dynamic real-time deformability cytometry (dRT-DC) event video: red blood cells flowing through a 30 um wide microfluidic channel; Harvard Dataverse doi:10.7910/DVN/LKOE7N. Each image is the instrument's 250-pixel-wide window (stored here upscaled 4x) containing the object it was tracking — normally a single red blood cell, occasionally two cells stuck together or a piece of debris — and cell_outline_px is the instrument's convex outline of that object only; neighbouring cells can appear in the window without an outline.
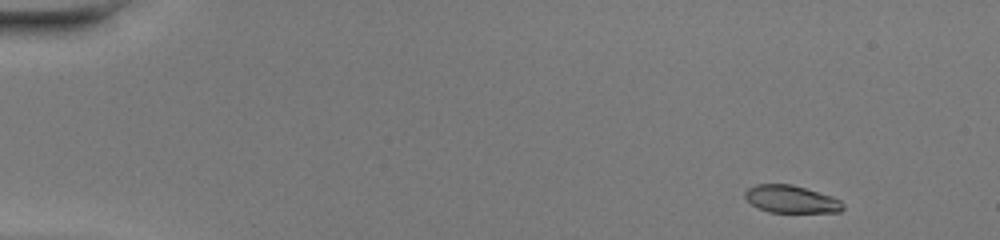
{"species": "common noctule bat (a hibernating species)", "species_latin": "Nyctalus noctula", "temperature_condition": "warm", "stored_images_in_passage": 44, "camera_frame_rate_fps": 3000, "um_per_image_px": 0.085, "animal": {"sex": "female", "body_mass_g": 20.0, "forearm_length_mm": 54.0}, "frame": {"image": 1, "passage_image": 1, "time_ms": 0.0, "image_size_px": [1000, 240], "cell_outline_px": [[844, 208], [840, 212], [768, 212], [756, 208], [744, 196], [744, 192], [748, 188], [756, 184], [792, 184], [832, 196], [840, 200], [844, 204]], "centroid_in_image_um": [67.24, 16.93], "position_along_channel_um": 17.8, "area_um2": 15.78}}
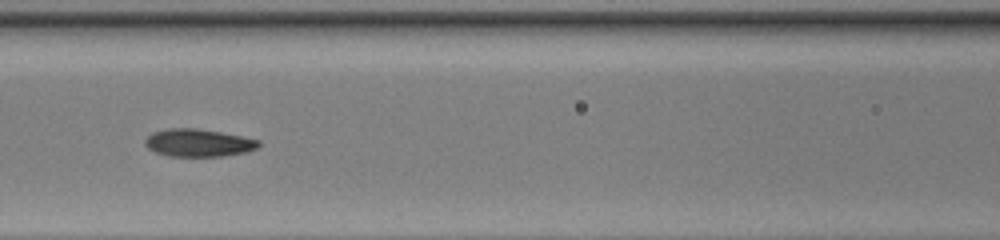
{"frame": {"image": 2, "passage_image": 19, "time_ms": 6.0, "image_size_px": [1000, 240], "cell_outline_px": [[260, 144], [256, 148], [244, 152], [224, 156], [168, 156], [156, 152], [148, 148], [144, 144], [144, 140], [152, 132], [168, 128], [196, 128], [220, 132], [260, 140]], "centroid_in_image_um": [16.82, 12.13], "position_along_channel_um": 149.8, "area_um2": 18.21}}
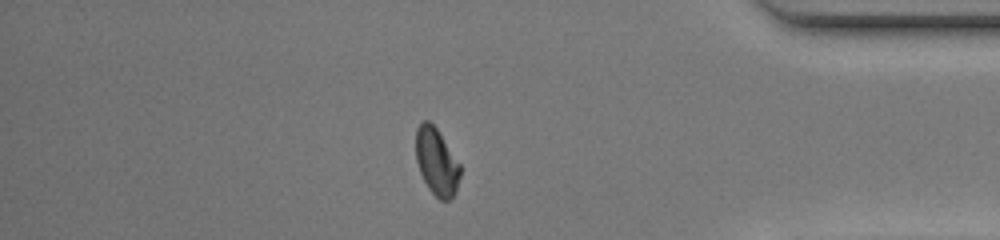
{"frame": {"image": 3, "passage_image": 38, "time_ms": 12.333, "image_size_px": [1000, 240], "cell_outline_px": [[460, 176], [456, 192], [448, 200], [440, 200], [428, 188], [420, 172], [416, 160], [416, 128], [424, 120], [428, 120], [436, 128], [460, 164]], "centroid_in_image_um": [37.1, 13.76], "position_along_channel_um": 398.1, "area_um2": 17.11}, "authors_computed_cell_mechanics": {"area_um2": 17.7157, "velocity_mm_per_s": 4.3395, "shape_relaxation_time_tau1_ms": 4.7979, "shape_relaxation_time_tau2_ms": 1.3144, "deformation_change_tau1": 0.1886, "deformation_change_tau2": 0.0611}}